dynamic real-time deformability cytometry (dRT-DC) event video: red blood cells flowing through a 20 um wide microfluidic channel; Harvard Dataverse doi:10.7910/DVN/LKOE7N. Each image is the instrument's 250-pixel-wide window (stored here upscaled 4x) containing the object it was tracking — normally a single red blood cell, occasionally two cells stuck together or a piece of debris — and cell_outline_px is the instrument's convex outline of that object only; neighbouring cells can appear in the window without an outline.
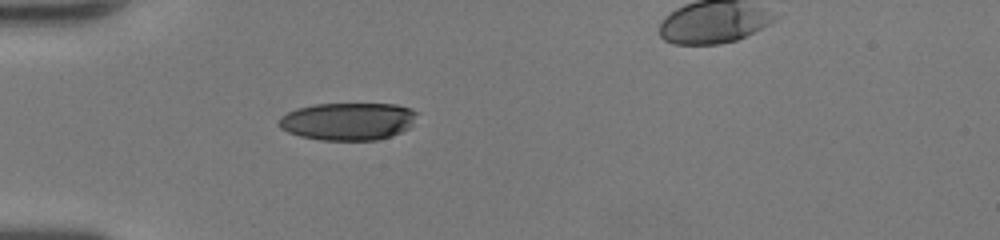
{"species": "human", "species_latin": "Homo sapiens", "temperature_condition": "room temperature", "stored_images_in_passage": 33, "camera_frame_rate_fps": 3000, "um_per_image_px": 0.085, "donor": {"sex": "female"}, "frame": {"image": 1, "passage_image": 1, "time_ms": 0.0, "image_size_px": [1000, 240], "cell_outline_px": [[420, 112], [408, 128], [392, 136], [376, 140], [320, 140], [300, 136], [288, 132], [280, 128], [276, 124], [280, 116], [296, 108], [316, 104], [396, 104], [412, 108]], "centroid_in_image_um": [29.57, 10.31], "position_along_channel_um": 55.4, "area_um2": 30.52}}
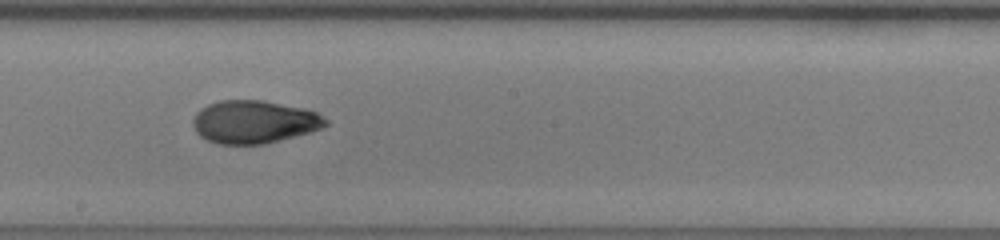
{"frame": {"image": 2, "passage_image": 14, "time_ms": 4.333, "image_size_px": [1000, 240], "cell_outline_px": [[328, 124], [320, 128], [308, 132], [280, 140], [264, 144], [220, 144], [208, 140], [200, 136], [196, 132], [192, 124], [192, 120], [196, 112], [200, 108], [208, 104], [220, 100], [260, 100], [304, 108], [316, 112], [328, 120]], "centroid_in_image_um": [21.56, 10.35], "position_along_channel_um": 226.6, "area_um2": 33.06}}
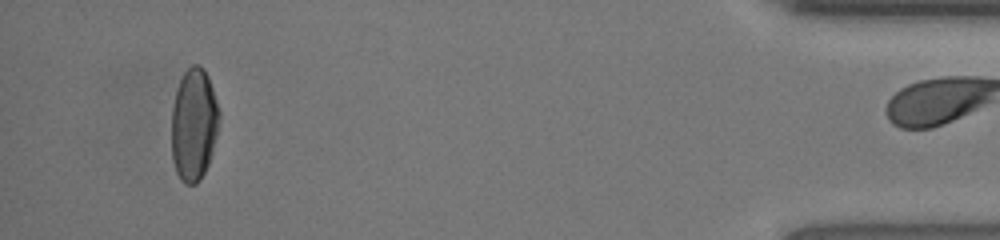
{"frame": {"image": 3, "passage_image": 32, "time_ms": 10.333, "image_size_px": [1000, 240], "cell_outline_px": [[220, 116], [216, 136], [208, 164], [200, 180], [196, 184], [184, 184], [180, 180], [176, 172], [172, 160], [172, 108], [176, 92], [180, 80], [184, 72], [192, 64], [200, 64], [204, 68], [208, 76], [220, 112]], "centroid_in_image_um": [16.47, 10.59], "position_along_channel_um": 418.7, "area_um2": 31.27}, "authors_computed_cell_mechanics": {"area_um2": 32.7148, "velocity_mm_per_s": 4.3025, "shape_relaxation_time_tau1_ms": 7.1522, "shape_relaxation_time_tau2_ms": 1.1866, "deformation_change_tau1": 0.2303, "deformation_change_tau2": 0.0565}}